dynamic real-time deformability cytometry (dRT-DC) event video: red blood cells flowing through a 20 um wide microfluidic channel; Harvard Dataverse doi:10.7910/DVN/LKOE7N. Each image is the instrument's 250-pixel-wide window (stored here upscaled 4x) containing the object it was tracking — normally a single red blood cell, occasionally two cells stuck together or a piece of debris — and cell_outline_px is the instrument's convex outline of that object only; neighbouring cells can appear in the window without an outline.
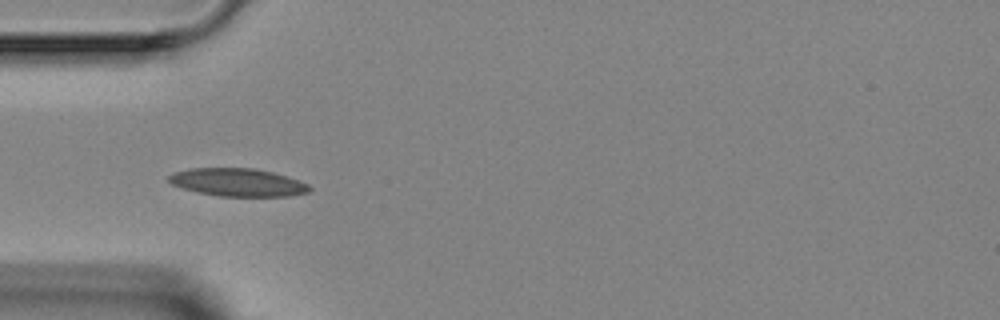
{"species": "Egyptian fruit bat (a non-hibernating species)", "species_latin": "Rousettus aegyptiacus", "temperature_condition": "room temperature", "stored_images_in_passage": 4, "camera_frame_rate_fps": 3000, "um_per_image_px": 0.085, "animal": {"sex": "female"}, "frame": {"image": 1, "passage_image": 3, "time_ms": 3.333, "image_size_px": [1000, 320], "cell_outline_px": [[312, 188], [308, 192], [288, 196], [220, 196], [196, 192], [172, 184], [168, 180], [168, 176], [172, 172], [192, 168], [256, 168], [272, 172], [308, 184]], "centroid_in_image_um": [20.17, 15.5], "position_along_channel_um": 64.8, "area_um2": 22.72}}
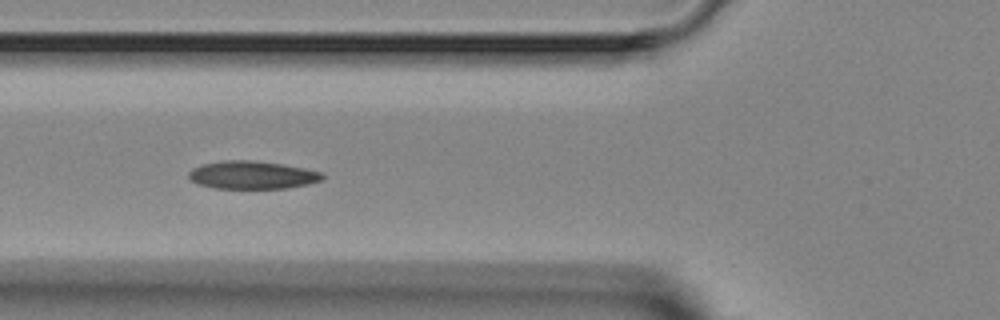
{"frame": {"image": 2, "passage_image": 4, "time_ms": 4.333, "image_size_px": [1000, 320], "cell_outline_px": [[324, 176], [320, 180], [308, 184], [288, 188], [216, 188], [200, 184], [192, 180], [188, 176], [188, 172], [192, 168], [204, 164], [224, 160], [252, 160], [280, 164], [304, 168], [324, 172]], "centroid_in_image_um": [21.45, 14.87], "position_along_channel_um": 104.3, "area_um2": 21.56}}